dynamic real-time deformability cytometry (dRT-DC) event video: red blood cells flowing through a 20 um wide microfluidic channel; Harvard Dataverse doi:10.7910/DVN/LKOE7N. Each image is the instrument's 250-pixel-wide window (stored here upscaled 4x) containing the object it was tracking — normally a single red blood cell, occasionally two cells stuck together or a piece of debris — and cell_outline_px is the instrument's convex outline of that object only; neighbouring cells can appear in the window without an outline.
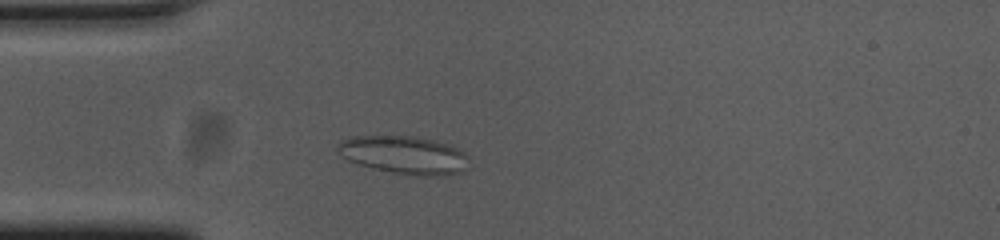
{"species": "common noctule bat (a hibernating species)", "species_latin": "Nyctalus noctula", "temperature_condition": "cold", "stored_images_in_passage": 51, "camera_frame_rate_fps": 3000, "um_per_image_px": 0.085, "animal": {"sex": "female", "body_mass_g": 23.0, "forearm_length_mm": 53.4}, "frame": {"image": 1, "passage_image": 10, "time_ms": 3.0, "image_size_px": [1000, 240], "cell_outline_px": [[468, 156], [464, 172], [452, 176], [416, 176], [392, 172], [372, 168], [348, 160], [340, 156], [336, 148], [344, 140], [352, 136], [416, 136], [436, 140], [456, 148], [464, 152]], "centroid_in_image_um": [34.39, 13.19], "position_along_channel_um": 50.6, "area_um2": 29.25}}
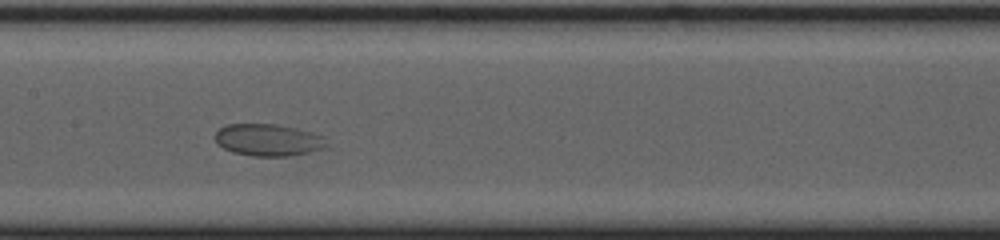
{"frame": {"image": 2, "passage_image": 22, "time_ms": 7.0, "image_size_px": [1000, 240], "cell_outline_px": [[328, 148], [292, 156], [252, 156], [232, 152], [224, 148], [216, 140], [216, 132], [220, 128], [228, 124], [276, 124], [324, 136], [328, 144]], "centroid_in_image_um": [22.84, 11.91], "position_along_channel_um": 184.6, "area_um2": 20.69}}
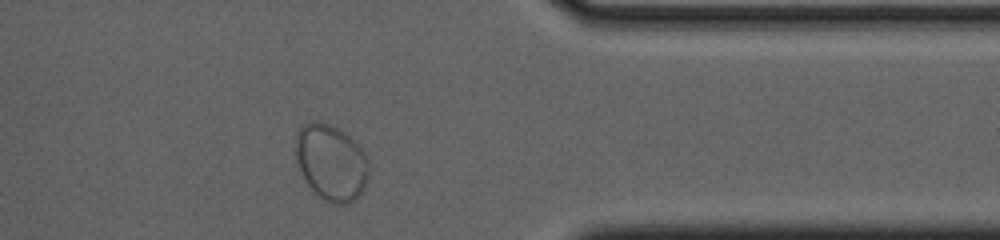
{"frame": {"image": 3, "passage_image": 40, "time_ms": 13.0, "image_size_px": [1000, 240], "cell_outline_px": [[368, 176], [364, 188], [360, 196], [348, 204], [332, 204], [324, 200], [308, 184], [300, 168], [296, 156], [296, 132], [304, 124], [312, 120], [316, 120], [328, 124], [344, 132], [364, 152], [368, 160]], "centroid_in_image_um": [28.16, 13.81], "position_along_channel_um": 383.2, "area_um2": 32.14}}